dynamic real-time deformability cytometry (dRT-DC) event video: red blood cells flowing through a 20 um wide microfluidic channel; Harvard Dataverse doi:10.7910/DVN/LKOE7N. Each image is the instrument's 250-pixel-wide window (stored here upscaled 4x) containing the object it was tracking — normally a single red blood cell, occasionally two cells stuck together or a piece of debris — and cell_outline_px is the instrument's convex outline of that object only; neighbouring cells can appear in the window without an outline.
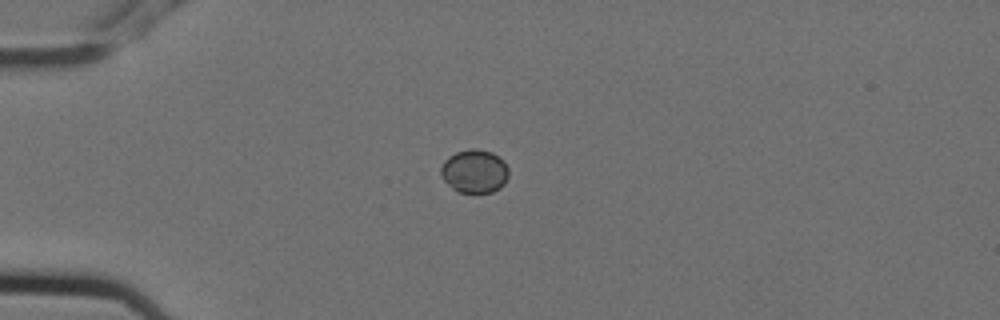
{"species": "Egyptian fruit bat (a non-hibernating species)", "species_latin": "Rousettus aegyptiacus", "temperature_condition": "cold", "stored_images_in_passage": 4, "camera_frame_rate_fps": 3000, "um_per_image_px": 0.085, "animal": {"sex": "female"}, "frame": {"image": 1, "passage_image": 1, "time_ms": 0.0, "image_size_px": [1000, 320], "cell_outline_px": [[508, 176], [504, 184], [500, 188], [492, 192], [456, 192], [444, 180], [440, 172], [440, 168], [444, 160], [448, 156], [456, 152], [472, 148], [476, 148], [492, 152], [504, 160], [508, 168]], "centroid_in_image_um": [40.33, 14.54], "position_along_channel_um": 44.7, "area_um2": 17.28}}
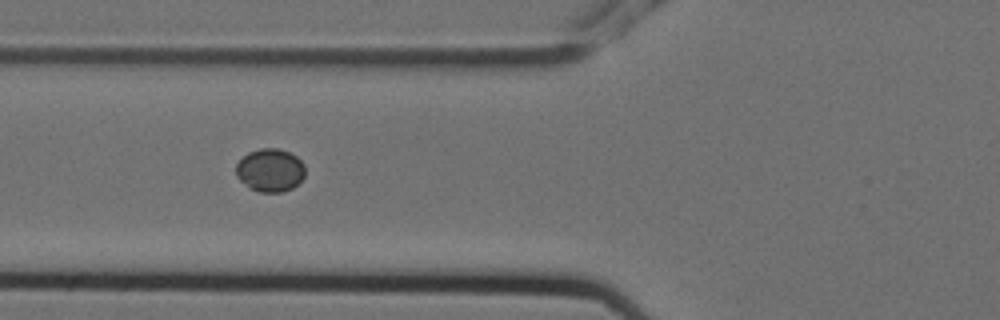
{"frame": {"image": 2, "passage_image": 3, "time_ms": 0.667, "image_size_px": [1000, 320], "cell_outline_px": [[304, 176], [292, 188], [280, 192], [260, 192], [248, 188], [236, 176], [236, 164], [248, 152], [260, 148], [276, 148], [288, 152], [296, 156], [304, 164]], "centroid_in_image_um": [22.94, 14.47], "position_along_channel_um": 102.9, "area_um2": 17.28}}
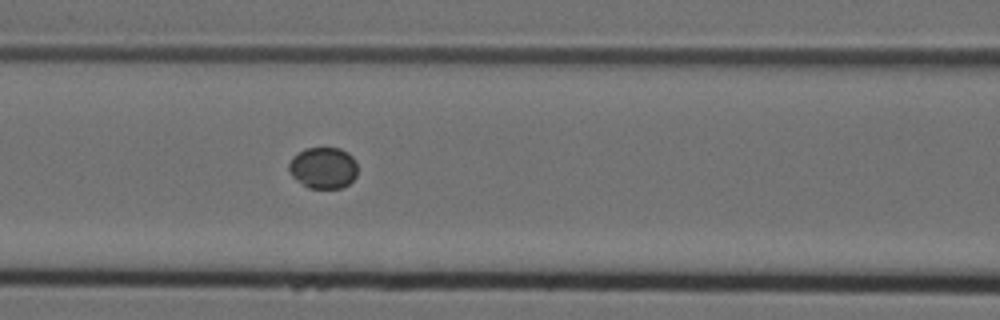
{"frame": {"image": 3, "passage_image": 4, "time_ms": 1.0, "image_size_px": [1000, 320], "cell_outline_px": [[356, 176], [348, 184], [340, 188], [308, 188], [296, 180], [292, 176], [288, 168], [288, 164], [292, 156], [304, 148], [340, 148], [348, 152], [356, 160]], "centroid_in_image_um": [27.46, 14.25], "position_along_channel_um": 139.1, "area_um2": 16.7}}